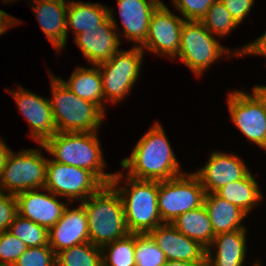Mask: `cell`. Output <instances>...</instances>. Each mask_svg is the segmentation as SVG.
Here are the masks:
<instances>
[{
  "mask_svg": "<svg viewBox=\"0 0 266 266\" xmlns=\"http://www.w3.org/2000/svg\"><path fill=\"white\" fill-rule=\"evenodd\" d=\"M162 266H206V263H193V262H187V261L167 260Z\"/></svg>",
  "mask_w": 266,
  "mask_h": 266,
  "instance_id": "ab89813d",
  "label": "cell"
},
{
  "mask_svg": "<svg viewBox=\"0 0 266 266\" xmlns=\"http://www.w3.org/2000/svg\"><path fill=\"white\" fill-rule=\"evenodd\" d=\"M56 253L50 245L28 247L13 266H57Z\"/></svg>",
  "mask_w": 266,
  "mask_h": 266,
  "instance_id": "d6a6232c",
  "label": "cell"
},
{
  "mask_svg": "<svg viewBox=\"0 0 266 266\" xmlns=\"http://www.w3.org/2000/svg\"><path fill=\"white\" fill-rule=\"evenodd\" d=\"M32 7L41 26V30L56 50L64 48L67 40V9L64 0H33Z\"/></svg>",
  "mask_w": 266,
  "mask_h": 266,
  "instance_id": "d6986e66",
  "label": "cell"
},
{
  "mask_svg": "<svg viewBox=\"0 0 266 266\" xmlns=\"http://www.w3.org/2000/svg\"><path fill=\"white\" fill-rule=\"evenodd\" d=\"M204 206L207 209L215 236L225 232L246 229L242 226L241 221L247 214L238 206L218 197L215 193L205 194Z\"/></svg>",
  "mask_w": 266,
  "mask_h": 266,
  "instance_id": "7402d4cb",
  "label": "cell"
},
{
  "mask_svg": "<svg viewBox=\"0 0 266 266\" xmlns=\"http://www.w3.org/2000/svg\"><path fill=\"white\" fill-rule=\"evenodd\" d=\"M48 231L49 245L56 254L63 249L90 242L84 206L80 204L71 210L66 207L60 220Z\"/></svg>",
  "mask_w": 266,
  "mask_h": 266,
  "instance_id": "ac0fdd59",
  "label": "cell"
},
{
  "mask_svg": "<svg viewBox=\"0 0 266 266\" xmlns=\"http://www.w3.org/2000/svg\"><path fill=\"white\" fill-rule=\"evenodd\" d=\"M185 19L174 15L166 6H158L153 12L148 36L142 46L149 52L161 55H170L173 58L178 55L181 43V31ZM144 48V49H143Z\"/></svg>",
  "mask_w": 266,
  "mask_h": 266,
  "instance_id": "7c38bea8",
  "label": "cell"
},
{
  "mask_svg": "<svg viewBox=\"0 0 266 266\" xmlns=\"http://www.w3.org/2000/svg\"><path fill=\"white\" fill-rule=\"evenodd\" d=\"M215 194L238 206L247 215L262 197L258 182L251 172L245 178L230 182L221 187Z\"/></svg>",
  "mask_w": 266,
  "mask_h": 266,
  "instance_id": "484cf974",
  "label": "cell"
},
{
  "mask_svg": "<svg viewBox=\"0 0 266 266\" xmlns=\"http://www.w3.org/2000/svg\"><path fill=\"white\" fill-rule=\"evenodd\" d=\"M205 194L195 173L159 181L158 211L162 223H172L179 215L202 206Z\"/></svg>",
  "mask_w": 266,
  "mask_h": 266,
  "instance_id": "8992f818",
  "label": "cell"
},
{
  "mask_svg": "<svg viewBox=\"0 0 266 266\" xmlns=\"http://www.w3.org/2000/svg\"><path fill=\"white\" fill-rule=\"evenodd\" d=\"M3 142L4 141L0 140V176L3 170V167L5 166L7 162L8 156L12 152V150H10V148Z\"/></svg>",
  "mask_w": 266,
  "mask_h": 266,
  "instance_id": "f35d334b",
  "label": "cell"
},
{
  "mask_svg": "<svg viewBox=\"0 0 266 266\" xmlns=\"http://www.w3.org/2000/svg\"><path fill=\"white\" fill-rule=\"evenodd\" d=\"M39 149L13 151L8 156L0 176V191L6 189L10 194L44 188L48 159L44 158Z\"/></svg>",
  "mask_w": 266,
  "mask_h": 266,
  "instance_id": "52a82bcc",
  "label": "cell"
},
{
  "mask_svg": "<svg viewBox=\"0 0 266 266\" xmlns=\"http://www.w3.org/2000/svg\"><path fill=\"white\" fill-rule=\"evenodd\" d=\"M86 211L90 242L102 248L130 234L120 194L111 185H103L80 202Z\"/></svg>",
  "mask_w": 266,
  "mask_h": 266,
  "instance_id": "7a4b0ae2",
  "label": "cell"
},
{
  "mask_svg": "<svg viewBox=\"0 0 266 266\" xmlns=\"http://www.w3.org/2000/svg\"><path fill=\"white\" fill-rule=\"evenodd\" d=\"M109 16V9L100 4L69 1L67 9V28L73 29L74 35L85 30L97 28Z\"/></svg>",
  "mask_w": 266,
  "mask_h": 266,
  "instance_id": "d4e9b609",
  "label": "cell"
},
{
  "mask_svg": "<svg viewBox=\"0 0 266 266\" xmlns=\"http://www.w3.org/2000/svg\"><path fill=\"white\" fill-rule=\"evenodd\" d=\"M230 12L233 19L240 24L244 17L250 13L254 0H220Z\"/></svg>",
  "mask_w": 266,
  "mask_h": 266,
  "instance_id": "d590c367",
  "label": "cell"
},
{
  "mask_svg": "<svg viewBox=\"0 0 266 266\" xmlns=\"http://www.w3.org/2000/svg\"><path fill=\"white\" fill-rule=\"evenodd\" d=\"M41 147L55 162L76 166L92 172L104 185L114 176L104 172L105 162L96 132H57Z\"/></svg>",
  "mask_w": 266,
  "mask_h": 266,
  "instance_id": "3957f363",
  "label": "cell"
},
{
  "mask_svg": "<svg viewBox=\"0 0 266 266\" xmlns=\"http://www.w3.org/2000/svg\"><path fill=\"white\" fill-rule=\"evenodd\" d=\"M135 243L136 234L130 233L126 237L102 247V266H136ZM105 249H108L109 252L104 255Z\"/></svg>",
  "mask_w": 266,
  "mask_h": 266,
  "instance_id": "83f0119b",
  "label": "cell"
},
{
  "mask_svg": "<svg viewBox=\"0 0 266 266\" xmlns=\"http://www.w3.org/2000/svg\"><path fill=\"white\" fill-rule=\"evenodd\" d=\"M17 214L16 196L0 191V232L8 230Z\"/></svg>",
  "mask_w": 266,
  "mask_h": 266,
  "instance_id": "e575fe53",
  "label": "cell"
},
{
  "mask_svg": "<svg viewBox=\"0 0 266 266\" xmlns=\"http://www.w3.org/2000/svg\"><path fill=\"white\" fill-rule=\"evenodd\" d=\"M18 20L11 17L8 13L0 10V34L5 33L6 29L10 28L9 26H13L17 24Z\"/></svg>",
  "mask_w": 266,
  "mask_h": 266,
  "instance_id": "74e56055",
  "label": "cell"
},
{
  "mask_svg": "<svg viewBox=\"0 0 266 266\" xmlns=\"http://www.w3.org/2000/svg\"><path fill=\"white\" fill-rule=\"evenodd\" d=\"M134 256L136 266H162L167 261L164 252L148 233L136 234Z\"/></svg>",
  "mask_w": 266,
  "mask_h": 266,
  "instance_id": "4dcf8cb0",
  "label": "cell"
},
{
  "mask_svg": "<svg viewBox=\"0 0 266 266\" xmlns=\"http://www.w3.org/2000/svg\"><path fill=\"white\" fill-rule=\"evenodd\" d=\"M250 171L239 156L212 152L207 164L195 172L205 193H215L230 182L245 178Z\"/></svg>",
  "mask_w": 266,
  "mask_h": 266,
  "instance_id": "2e32d148",
  "label": "cell"
},
{
  "mask_svg": "<svg viewBox=\"0 0 266 266\" xmlns=\"http://www.w3.org/2000/svg\"><path fill=\"white\" fill-rule=\"evenodd\" d=\"M119 15L122 19L124 36L129 41L141 43L148 36L149 23L158 7L150 0H117Z\"/></svg>",
  "mask_w": 266,
  "mask_h": 266,
  "instance_id": "ffe728a7",
  "label": "cell"
},
{
  "mask_svg": "<svg viewBox=\"0 0 266 266\" xmlns=\"http://www.w3.org/2000/svg\"><path fill=\"white\" fill-rule=\"evenodd\" d=\"M216 0H173L185 21H200Z\"/></svg>",
  "mask_w": 266,
  "mask_h": 266,
  "instance_id": "836d02e7",
  "label": "cell"
},
{
  "mask_svg": "<svg viewBox=\"0 0 266 266\" xmlns=\"http://www.w3.org/2000/svg\"><path fill=\"white\" fill-rule=\"evenodd\" d=\"M121 165L129 170V177L137 180L164 181L183 174L165 131L157 122Z\"/></svg>",
  "mask_w": 266,
  "mask_h": 266,
  "instance_id": "6da1fadb",
  "label": "cell"
},
{
  "mask_svg": "<svg viewBox=\"0 0 266 266\" xmlns=\"http://www.w3.org/2000/svg\"><path fill=\"white\" fill-rule=\"evenodd\" d=\"M104 184L89 170L48 160L42 190L80 202L95 194Z\"/></svg>",
  "mask_w": 266,
  "mask_h": 266,
  "instance_id": "30bf717a",
  "label": "cell"
},
{
  "mask_svg": "<svg viewBox=\"0 0 266 266\" xmlns=\"http://www.w3.org/2000/svg\"><path fill=\"white\" fill-rule=\"evenodd\" d=\"M231 53L223 48L200 21H185L181 31L178 57L196 75L215 62L222 54Z\"/></svg>",
  "mask_w": 266,
  "mask_h": 266,
  "instance_id": "9c48e42d",
  "label": "cell"
},
{
  "mask_svg": "<svg viewBox=\"0 0 266 266\" xmlns=\"http://www.w3.org/2000/svg\"><path fill=\"white\" fill-rule=\"evenodd\" d=\"M200 22L213 36L222 37L229 34L232 29L239 25L220 0H216L210 6Z\"/></svg>",
  "mask_w": 266,
  "mask_h": 266,
  "instance_id": "f546056e",
  "label": "cell"
},
{
  "mask_svg": "<svg viewBox=\"0 0 266 266\" xmlns=\"http://www.w3.org/2000/svg\"><path fill=\"white\" fill-rule=\"evenodd\" d=\"M171 224L179 232L199 242L206 249H212L211 243L215 234L204 204L179 215Z\"/></svg>",
  "mask_w": 266,
  "mask_h": 266,
  "instance_id": "603a6c76",
  "label": "cell"
},
{
  "mask_svg": "<svg viewBox=\"0 0 266 266\" xmlns=\"http://www.w3.org/2000/svg\"><path fill=\"white\" fill-rule=\"evenodd\" d=\"M247 94L235 91L228 94V109L235 126L251 140L266 150V107L252 91Z\"/></svg>",
  "mask_w": 266,
  "mask_h": 266,
  "instance_id": "8fae6325",
  "label": "cell"
},
{
  "mask_svg": "<svg viewBox=\"0 0 266 266\" xmlns=\"http://www.w3.org/2000/svg\"><path fill=\"white\" fill-rule=\"evenodd\" d=\"M240 51V52H239ZM235 52V56H243L248 54L265 55L266 56V32L256 39L254 42L247 44L244 48Z\"/></svg>",
  "mask_w": 266,
  "mask_h": 266,
  "instance_id": "8d00e7d4",
  "label": "cell"
},
{
  "mask_svg": "<svg viewBox=\"0 0 266 266\" xmlns=\"http://www.w3.org/2000/svg\"><path fill=\"white\" fill-rule=\"evenodd\" d=\"M68 89H70L78 97L97 104L104 112V92L100 70L96 68H80L78 67L69 81L60 79ZM104 104V105H103Z\"/></svg>",
  "mask_w": 266,
  "mask_h": 266,
  "instance_id": "cb8c5ba5",
  "label": "cell"
},
{
  "mask_svg": "<svg viewBox=\"0 0 266 266\" xmlns=\"http://www.w3.org/2000/svg\"><path fill=\"white\" fill-rule=\"evenodd\" d=\"M27 248L23 241L8 230L0 232V266H13Z\"/></svg>",
  "mask_w": 266,
  "mask_h": 266,
  "instance_id": "1f68e13d",
  "label": "cell"
},
{
  "mask_svg": "<svg viewBox=\"0 0 266 266\" xmlns=\"http://www.w3.org/2000/svg\"><path fill=\"white\" fill-rule=\"evenodd\" d=\"M123 174L114 173L111 185L120 194L130 233L146 234L162 225L158 211L159 181L137 180L127 177L125 188H116Z\"/></svg>",
  "mask_w": 266,
  "mask_h": 266,
  "instance_id": "277c9868",
  "label": "cell"
},
{
  "mask_svg": "<svg viewBox=\"0 0 266 266\" xmlns=\"http://www.w3.org/2000/svg\"><path fill=\"white\" fill-rule=\"evenodd\" d=\"M216 245V257L207 249L206 266H242L246 251V229L218 234L211 246Z\"/></svg>",
  "mask_w": 266,
  "mask_h": 266,
  "instance_id": "44dd1931",
  "label": "cell"
},
{
  "mask_svg": "<svg viewBox=\"0 0 266 266\" xmlns=\"http://www.w3.org/2000/svg\"><path fill=\"white\" fill-rule=\"evenodd\" d=\"M8 231L23 241L27 247L49 245V231L46 227L36 224L17 214L9 225Z\"/></svg>",
  "mask_w": 266,
  "mask_h": 266,
  "instance_id": "f1b7e54d",
  "label": "cell"
},
{
  "mask_svg": "<svg viewBox=\"0 0 266 266\" xmlns=\"http://www.w3.org/2000/svg\"><path fill=\"white\" fill-rule=\"evenodd\" d=\"M148 234L167 260L206 263L207 249L179 232L171 223L159 225Z\"/></svg>",
  "mask_w": 266,
  "mask_h": 266,
  "instance_id": "9a60e30c",
  "label": "cell"
},
{
  "mask_svg": "<svg viewBox=\"0 0 266 266\" xmlns=\"http://www.w3.org/2000/svg\"><path fill=\"white\" fill-rule=\"evenodd\" d=\"M150 1L156 4L157 6H166L161 0H150Z\"/></svg>",
  "mask_w": 266,
  "mask_h": 266,
  "instance_id": "b9f144b4",
  "label": "cell"
},
{
  "mask_svg": "<svg viewBox=\"0 0 266 266\" xmlns=\"http://www.w3.org/2000/svg\"><path fill=\"white\" fill-rule=\"evenodd\" d=\"M57 266H102V250L86 242L56 254Z\"/></svg>",
  "mask_w": 266,
  "mask_h": 266,
  "instance_id": "4316f807",
  "label": "cell"
},
{
  "mask_svg": "<svg viewBox=\"0 0 266 266\" xmlns=\"http://www.w3.org/2000/svg\"><path fill=\"white\" fill-rule=\"evenodd\" d=\"M112 12L109 8V16L97 28L85 30L74 38L93 67L110 60L119 51L120 40L115 31L118 26Z\"/></svg>",
  "mask_w": 266,
  "mask_h": 266,
  "instance_id": "4fadbf2b",
  "label": "cell"
},
{
  "mask_svg": "<svg viewBox=\"0 0 266 266\" xmlns=\"http://www.w3.org/2000/svg\"><path fill=\"white\" fill-rule=\"evenodd\" d=\"M47 192L49 195L32 189L20 192L15 196L18 214L49 230L62 217L66 204L59 202L54 193Z\"/></svg>",
  "mask_w": 266,
  "mask_h": 266,
  "instance_id": "e0dca14e",
  "label": "cell"
},
{
  "mask_svg": "<svg viewBox=\"0 0 266 266\" xmlns=\"http://www.w3.org/2000/svg\"><path fill=\"white\" fill-rule=\"evenodd\" d=\"M21 90L8 91L30 124L31 137L44 144L49 138L57 133L53 111L49 99L42 98L22 87Z\"/></svg>",
  "mask_w": 266,
  "mask_h": 266,
  "instance_id": "5bb4252c",
  "label": "cell"
},
{
  "mask_svg": "<svg viewBox=\"0 0 266 266\" xmlns=\"http://www.w3.org/2000/svg\"><path fill=\"white\" fill-rule=\"evenodd\" d=\"M253 266H260L259 262L258 263H255Z\"/></svg>",
  "mask_w": 266,
  "mask_h": 266,
  "instance_id": "7bdbcfd3",
  "label": "cell"
},
{
  "mask_svg": "<svg viewBox=\"0 0 266 266\" xmlns=\"http://www.w3.org/2000/svg\"><path fill=\"white\" fill-rule=\"evenodd\" d=\"M133 47L127 51L119 50L110 60L97 64L104 97L112 103L124 99L138 79L144 52L139 45Z\"/></svg>",
  "mask_w": 266,
  "mask_h": 266,
  "instance_id": "ba28073f",
  "label": "cell"
},
{
  "mask_svg": "<svg viewBox=\"0 0 266 266\" xmlns=\"http://www.w3.org/2000/svg\"><path fill=\"white\" fill-rule=\"evenodd\" d=\"M253 91L263 101V103H264V105L266 107V85H264V86H255V87H253Z\"/></svg>",
  "mask_w": 266,
  "mask_h": 266,
  "instance_id": "60d3db41",
  "label": "cell"
},
{
  "mask_svg": "<svg viewBox=\"0 0 266 266\" xmlns=\"http://www.w3.org/2000/svg\"><path fill=\"white\" fill-rule=\"evenodd\" d=\"M50 100L57 132H96L105 112L90 101L75 95L60 78L51 76Z\"/></svg>",
  "mask_w": 266,
  "mask_h": 266,
  "instance_id": "5b68a950",
  "label": "cell"
}]
</instances>
